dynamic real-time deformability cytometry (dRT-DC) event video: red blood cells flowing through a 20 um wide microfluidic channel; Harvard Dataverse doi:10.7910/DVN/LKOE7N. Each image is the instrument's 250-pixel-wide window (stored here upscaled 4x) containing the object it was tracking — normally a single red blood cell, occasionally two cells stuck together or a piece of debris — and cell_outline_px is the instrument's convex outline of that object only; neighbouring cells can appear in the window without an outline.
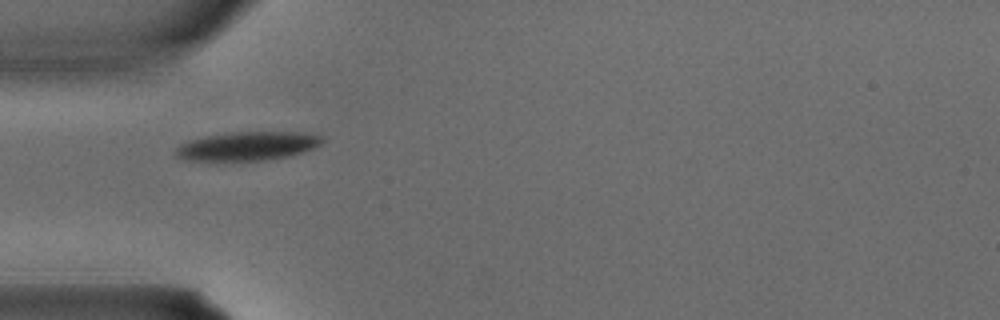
{"species": "common noctule bat (a hibernating species)", "species_latin": "Nyctalus noctula", "temperature_condition": "warm", "stored_images_in_passage": 1, "camera_frame_rate_fps": 3000, "um_per_image_px": 0.085, "animal": {"sex": "male", "body_mass_g": 15.6}, "frame": {"image": 1, "passage_image": 1, "time_ms": 0.0, "image_size_px": [1000, 320], "cell_outline_px": [[324, 140], [320, 144], [312, 148], [292, 156], [268, 160], [212, 164], [184, 160], [176, 156], [176, 148], [180, 144], [188, 140], [204, 136], [232, 132], [296, 132], [320, 136]], "centroid_in_image_um": [20.9, 12.48], "position_along_channel_um": 64.1, "area_um2": 25.61}}